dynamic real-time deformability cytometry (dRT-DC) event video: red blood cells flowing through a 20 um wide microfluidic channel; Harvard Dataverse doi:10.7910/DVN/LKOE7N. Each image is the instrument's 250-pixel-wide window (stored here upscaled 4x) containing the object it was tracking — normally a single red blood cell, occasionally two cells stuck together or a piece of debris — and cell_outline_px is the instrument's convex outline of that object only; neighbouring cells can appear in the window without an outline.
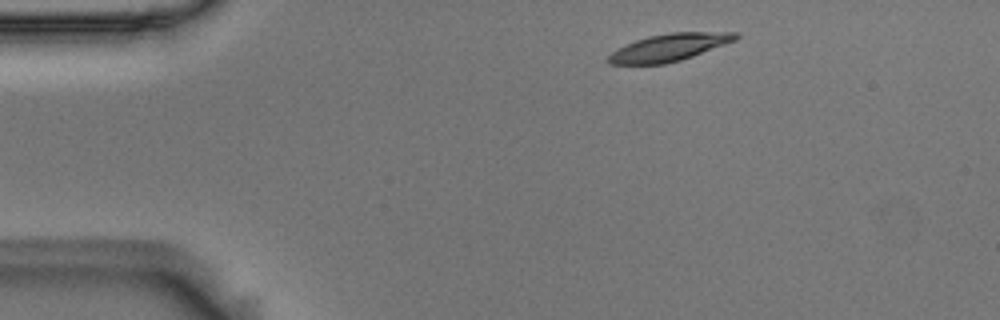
{"species": "Egyptian fruit bat (a non-hibernating species)", "species_latin": "Rousettus aegyptiacus", "temperature_condition": "room temperature", "stored_images_in_passage": 3, "camera_frame_rate_fps": 3000, "um_per_image_px": 0.085, "animal": {"sex": "male"}, "frame": {"image": 1, "passage_image": 1, "time_ms": 0.0, "image_size_px": [1000, 320], "cell_outline_px": [[740, 36], [736, 40], [692, 56], [680, 60], [664, 64], [608, 64], [604, 60], [616, 48], [636, 40], [648, 36], [668, 32], [740, 32]], "centroid_in_image_um": [56.85, 4.02], "position_along_channel_um": 28.1, "area_um2": 20.35}}
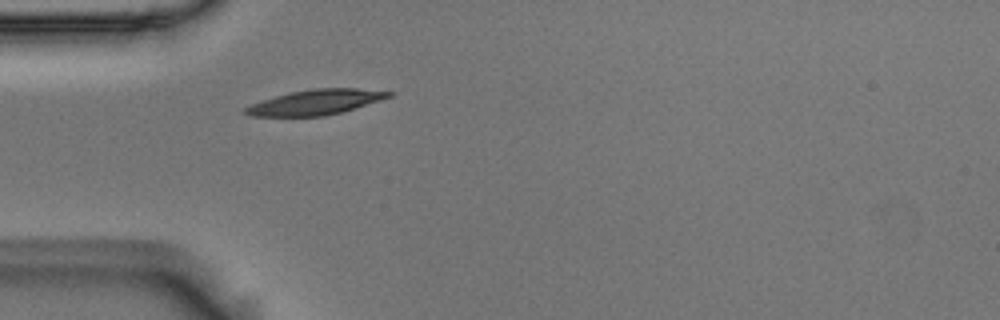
{"frame": {"image": 2, "passage_image": 3, "time_ms": 0.667, "image_size_px": [1000, 320], "cell_outline_px": [[396, 92], [392, 96], [380, 100], [340, 112], [324, 116], [252, 116], [244, 112], [244, 108], [252, 104], [276, 96], [292, 92], [312, 88], [356, 88]], "centroid_in_image_um": [26.86, 8.68], "position_along_channel_um": 58.1, "area_um2": 20.63}}